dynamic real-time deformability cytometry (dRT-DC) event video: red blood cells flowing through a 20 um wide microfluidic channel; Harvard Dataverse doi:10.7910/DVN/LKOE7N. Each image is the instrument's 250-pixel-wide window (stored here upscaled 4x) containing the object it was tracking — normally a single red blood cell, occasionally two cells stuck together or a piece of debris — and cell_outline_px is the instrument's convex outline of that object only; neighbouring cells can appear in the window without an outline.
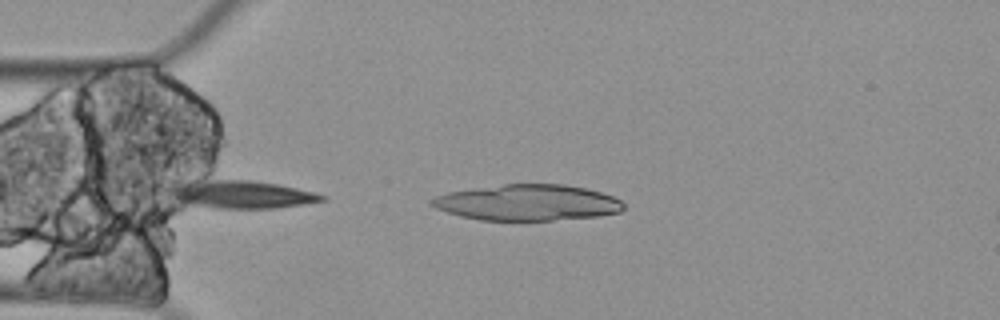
{"species": "Egyptian fruit bat (a non-hibernating species)", "species_latin": "Rousettus aegyptiacus", "temperature_condition": "cold", "stored_images_in_passage": 5, "camera_frame_rate_fps": 3000, "um_per_image_px": 0.085, "animal": {"sex": "female"}, "frame": {"image": 1, "passage_image": 3, "time_ms": 0.667, "image_size_px": [1000, 320], "cell_outline_px": [[624, 208], [620, 212], [596, 216], [552, 220], [480, 220], [460, 216], [436, 208], [428, 204], [428, 200], [436, 196], [448, 192], [504, 184], [564, 184], [584, 188], [600, 192], [612, 196], [620, 200], [624, 204]], "centroid_in_image_um": [44.81, 17.22], "position_along_channel_um": 40.2, "area_um2": 40.06}}